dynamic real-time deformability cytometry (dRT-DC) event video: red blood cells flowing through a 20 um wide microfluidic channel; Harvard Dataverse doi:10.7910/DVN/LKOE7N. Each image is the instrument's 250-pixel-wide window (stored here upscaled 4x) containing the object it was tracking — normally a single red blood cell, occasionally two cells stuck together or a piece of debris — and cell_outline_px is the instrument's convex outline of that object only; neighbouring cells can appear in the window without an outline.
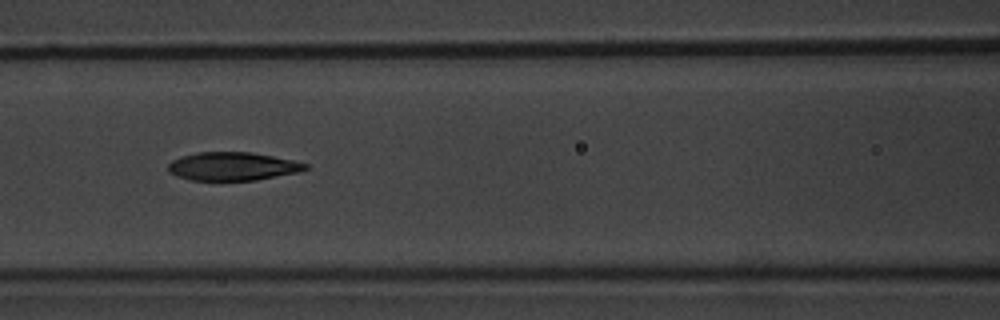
{"species": "common noctule bat (a hibernating species)", "species_latin": "Nyctalus noctula", "temperature_condition": "warm", "stored_images_in_passage": 51, "camera_frame_rate_fps": 3000, "um_per_image_px": 0.085, "animal": {"sex": "male", "body_mass_g": 20.1, "forearm_length_mm": 53.5}, "frame": {"image": 1, "passage_image": 22, "time_ms": 7.0, "image_size_px": [1000, 320], "cell_outline_px": [[308, 168], [300, 172], [256, 180], [188, 180], [176, 176], [168, 172], [168, 164], [172, 160], [184, 156], [200, 152], [252, 152], [292, 160], [308, 164]], "centroid_in_image_um": [19.77, 14.14], "position_along_channel_um": 146.8, "area_um2": 22.6}}
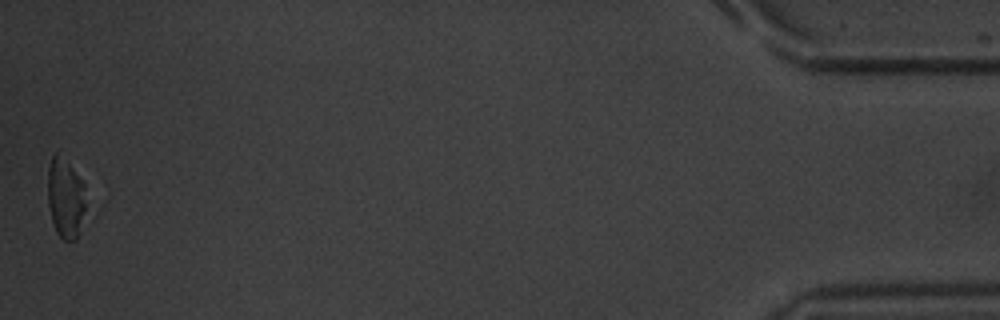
{"frame": {"image": 2, "passage_image": 51, "time_ms": 16.667, "image_size_px": [1000, 320], "cell_outline_px": [[84, 208], [76, 240], [64, 240], [56, 232], [52, 220], [48, 204], [48, 168], [52, 156], [60, 148], [84, 184]], "centroid_in_image_um": [5.53, 16.72], "position_along_channel_um": 429.7, "area_um2": 17.8}, "authors_computed_cell_mechanics": {"area_um2": 23.7558, "velocity_mm_per_s": 3.8318, "shape_relaxation_time_tau1_ms": 4.3152, "shape_relaxation_time_tau2_ms": 6.2303, "deformation_change_tau1": 0.1526, "deformation_change_tau2": 0.1475}}